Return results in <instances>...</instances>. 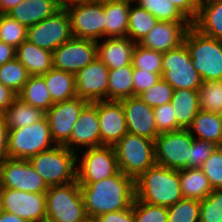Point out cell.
<instances>
[{
	"instance_id": "obj_1",
	"label": "cell",
	"mask_w": 222,
	"mask_h": 222,
	"mask_svg": "<svg viewBox=\"0 0 222 222\" xmlns=\"http://www.w3.org/2000/svg\"><path fill=\"white\" fill-rule=\"evenodd\" d=\"M78 184L89 218L125 210L132 205L135 198V181L121 171L98 182Z\"/></svg>"
},
{
	"instance_id": "obj_2",
	"label": "cell",
	"mask_w": 222,
	"mask_h": 222,
	"mask_svg": "<svg viewBox=\"0 0 222 222\" xmlns=\"http://www.w3.org/2000/svg\"><path fill=\"white\" fill-rule=\"evenodd\" d=\"M135 198L165 207L182 200L178 170L158 164L153 165L135 180Z\"/></svg>"
},
{
	"instance_id": "obj_3",
	"label": "cell",
	"mask_w": 222,
	"mask_h": 222,
	"mask_svg": "<svg viewBox=\"0 0 222 222\" xmlns=\"http://www.w3.org/2000/svg\"><path fill=\"white\" fill-rule=\"evenodd\" d=\"M183 43L202 81L222 80V40L208 37L191 25Z\"/></svg>"
},
{
	"instance_id": "obj_4",
	"label": "cell",
	"mask_w": 222,
	"mask_h": 222,
	"mask_svg": "<svg viewBox=\"0 0 222 222\" xmlns=\"http://www.w3.org/2000/svg\"><path fill=\"white\" fill-rule=\"evenodd\" d=\"M77 158L74 151L56 145L31 157L28 161L49 187L76 181Z\"/></svg>"
},
{
	"instance_id": "obj_5",
	"label": "cell",
	"mask_w": 222,
	"mask_h": 222,
	"mask_svg": "<svg viewBox=\"0 0 222 222\" xmlns=\"http://www.w3.org/2000/svg\"><path fill=\"white\" fill-rule=\"evenodd\" d=\"M113 148L120 171L134 181L156 164L153 140L126 133Z\"/></svg>"
},
{
	"instance_id": "obj_6",
	"label": "cell",
	"mask_w": 222,
	"mask_h": 222,
	"mask_svg": "<svg viewBox=\"0 0 222 222\" xmlns=\"http://www.w3.org/2000/svg\"><path fill=\"white\" fill-rule=\"evenodd\" d=\"M45 194L46 219L53 222H82L87 218L77 180L49 186Z\"/></svg>"
},
{
	"instance_id": "obj_7",
	"label": "cell",
	"mask_w": 222,
	"mask_h": 222,
	"mask_svg": "<svg viewBox=\"0 0 222 222\" xmlns=\"http://www.w3.org/2000/svg\"><path fill=\"white\" fill-rule=\"evenodd\" d=\"M53 142V143H52ZM49 123L41 120L23 128L9 129L8 158L29 160L40 152L53 148Z\"/></svg>"
},
{
	"instance_id": "obj_8",
	"label": "cell",
	"mask_w": 222,
	"mask_h": 222,
	"mask_svg": "<svg viewBox=\"0 0 222 222\" xmlns=\"http://www.w3.org/2000/svg\"><path fill=\"white\" fill-rule=\"evenodd\" d=\"M70 18L72 36L98 41L105 38L104 1H82L64 6Z\"/></svg>"
},
{
	"instance_id": "obj_9",
	"label": "cell",
	"mask_w": 222,
	"mask_h": 222,
	"mask_svg": "<svg viewBox=\"0 0 222 222\" xmlns=\"http://www.w3.org/2000/svg\"><path fill=\"white\" fill-rule=\"evenodd\" d=\"M193 139L188 129L160 133L154 141L156 164L173 170L188 168Z\"/></svg>"
},
{
	"instance_id": "obj_10",
	"label": "cell",
	"mask_w": 222,
	"mask_h": 222,
	"mask_svg": "<svg viewBox=\"0 0 222 222\" xmlns=\"http://www.w3.org/2000/svg\"><path fill=\"white\" fill-rule=\"evenodd\" d=\"M162 79L175 89L198 90L202 79L193 67L190 53L183 43L163 53Z\"/></svg>"
},
{
	"instance_id": "obj_11",
	"label": "cell",
	"mask_w": 222,
	"mask_h": 222,
	"mask_svg": "<svg viewBox=\"0 0 222 222\" xmlns=\"http://www.w3.org/2000/svg\"><path fill=\"white\" fill-rule=\"evenodd\" d=\"M71 37L70 18L64 6L52 16L27 28V40L51 52Z\"/></svg>"
},
{
	"instance_id": "obj_12",
	"label": "cell",
	"mask_w": 222,
	"mask_h": 222,
	"mask_svg": "<svg viewBox=\"0 0 222 222\" xmlns=\"http://www.w3.org/2000/svg\"><path fill=\"white\" fill-rule=\"evenodd\" d=\"M76 171L78 183H93L120 172L113 146L87 148Z\"/></svg>"
},
{
	"instance_id": "obj_13",
	"label": "cell",
	"mask_w": 222,
	"mask_h": 222,
	"mask_svg": "<svg viewBox=\"0 0 222 222\" xmlns=\"http://www.w3.org/2000/svg\"><path fill=\"white\" fill-rule=\"evenodd\" d=\"M1 189L45 194L48 186L28 160L6 158L0 163Z\"/></svg>"
},
{
	"instance_id": "obj_14",
	"label": "cell",
	"mask_w": 222,
	"mask_h": 222,
	"mask_svg": "<svg viewBox=\"0 0 222 222\" xmlns=\"http://www.w3.org/2000/svg\"><path fill=\"white\" fill-rule=\"evenodd\" d=\"M55 69L76 73L97 58L96 41L71 37L53 52Z\"/></svg>"
},
{
	"instance_id": "obj_15",
	"label": "cell",
	"mask_w": 222,
	"mask_h": 222,
	"mask_svg": "<svg viewBox=\"0 0 222 222\" xmlns=\"http://www.w3.org/2000/svg\"><path fill=\"white\" fill-rule=\"evenodd\" d=\"M88 103L80 97H75L55 103L45 113L52 140L57 143L55 145L64 146L69 141L74 124Z\"/></svg>"
},
{
	"instance_id": "obj_16",
	"label": "cell",
	"mask_w": 222,
	"mask_h": 222,
	"mask_svg": "<svg viewBox=\"0 0 222 222\" xmlns=\"http://www.w3.org/2000/svg\"><path fill=\"white\" fill-rule=\"evenodd\" d=\"M2 210L27 222L46 219V194L1 189Z\"/></svg>"
},
{
	"instance_id": "obj_17",
	"label": "cell",
	"mask_w": 222,
	"mask_h": 222,
	"mask_svg": "<svg viewBox=\"0 0 222 222\" xmlns=\"http://www.w3.org/2000/svg\"><path fill=\"white\" fill-rule=\"evenodd\" d=\"M108 79V67L96 58L75 75L77 97L90 103L108 101Z\"/></svg>"
},
{
	"instance_id": "obj_18",
	"label": "cell",
	"mask_w": 222,
	"mask_h": 222,
	"mask_svg": "<svg viewBox=\"0 0 222 222\" xmlns=\"http://www.w3.org/2000/svg\"><path fill=\"white\" fill-rule=\"evenodd\" d=\"M120 102L128 133L155 141L160 133L157 131L153 107L148 106L139 96H131Z\"/></svg>"
},
{
	"instance_id": "obj_19",
	"label": "cell",
	"mask_w": 222,
	"mask_h": 222,
	"mask_svg": "<svg viewBox=\"0 0 222 222\" xmlns=\"http://www.w3.org/2000/svg\"><path fill=\"white\" fill-rule=\"evenodd\" d=\"M100 123V146H114L128 133L122 103L120 101H97Z\"/></svg>"
},
{
	"instance_id": "obj_20",
	"label": "cell",
	"mask_w": 222,
	"mask_h": 222,
	"mask_svg": "<svg viewBox=\"0 0 222 222\" xmlns=\"http://www.w3.org/2000/svg\"><path fill=\"white\" fill-rule=\"evenodd\" d=\"M191 25L190 21H159L139 44L165 53L183 44L186 31Z\"/></svg>"
},
{
	"instance_id": "obj_21",
	"label": "cell",
	"mask_w": 222,
	"mask_h": 222,
	"mask_svg": "<svg viewBox=\"0 0 222 222\" xmlns=\"http://www.w3.org/2000/svg\"><path fill=\"white\" fill-rule=\"evenodd\" d=\"M87 146V148L100 146V123L97 113V102L88 103L82 110L77 122L74 124L69 141L64 145L74 151V146Z\"/></svg>"
},
{
	"instance_id": "obj_22",
	"label": "cell",
	"mask_w": 222,
	"mask_h": 222,
	"mask_svg": "<svg viewBox=\"0 0 222 222\" xmlns=\"http://www.w3.org/2000/svg\"><path fill=\"white\" fill-rule=\"evenodd\" d=\"M97 45V58L100 59L109 70H116L132 63V53L136 43L129 37H107L100 45Z\"/></svg>"
},
{
	"instance_id": "obj_23",
	"label": "cell",
	"mask_w": 222,
	"mask_h": 222,
	"mask_svg": "<svg viewBox=\"0 0 222 222\" xmlns=\"http://www.w3.org/2000/svg\"><path fill=\"white\" fill-rule=\"evenodd\" d=\"M61 7L56 0H24L6 15L28 28L52 16Z\"/></svg>"
},
{
	"instance_id": "obj_24",
	"label": "cell",
	"mask_w": 222,
	"mask_h": 222,
	"mask_svg": "<svg viewBox=\"0 0 222 222\" xmlns=\"http://www.w3.org/2000/svg\"><path fill=\"white\" fill-rule=\"evenodd\" d=\"M192 26L208 37L222 40V0H199Z\"/></svg>"
},
{
	"instance_id": "obj_25",
	"label": "cell",
	"mask_w": 222,
	"mask_h": 222,
	"mask_svg": "<svg viewBox=\"0 0 222 222\" xmlns=\"http://www.w3.org/2000/svg\"><path fill=\"white\" fill-rule=\"evenodd\" d=\"M16 59L30 76H41L54 68L52 52L25 40L16 48Z\"/></svg>"
},
{
	"instance_id": "obj_26",
	"label": "cell",
	"mask_w": 222,
	"mask_h": 222,
	"mask_svg": "<svg viewBox=\"0 0 222 222\" xmlns=\"http://www.w3.org/2000/svg\"><path fill=\"white\" fill-rule=\"evenodd\" d=\"M130 4L128 0L104 1L105 37H128Z\"/></svg>"
},
{
	"instance_id": "obj_27",
	"label": "cell",
	"mask_w": 222,
	"mask_h": 222,
	"mask_svg": "<svg viewBox=\"0 0 222 222\" xmlns=\"http://www.w3.org/2000/svg\"><path fill=\"white\" fill-rule=\"evenodd\" d=\"M170 103L175 110L177 126L188 129L200 111L198 90L175 89Z\"/></svg>"
},
{
	"instance_id": "obj_28",
	"label": "cell",
	"mask_w": 222,
	"mask_h": 222,
	"mask_svg": "<svg viewBox=\"0 0 222 222\" xmlns=\"http://www.w3.org/2000/svg\"><path fill=\"white\" fill-rule=\"evenodd\" d=\"M41 76L45 80L53 104L77 97L75 74L52 68Z\"/></svg>"
},
{
	"instance_id": "obj_29",
	"label": "cell",
	"mask_w": 222,
	"mask_h": 222,
	"mask_svg": "<svg viewBox=\"0 0 222 222\" xmlns=\"http://www.w3.org/2000/svg\"><path fill=\"white\" fill-rule=\"evenodd\" d=\"M188 131L195 139L222 146V115L200 110L188 127ZM192 131H195L198 137H195Z\"/></svg>"
},
{
	"instance_id": "obj_30",
	"label": "cell",
	"mask_w": 222,
	"mask_h": 222,
	"mask_svg": "<svg viewBox=\"0 0 222 222\" xmlns=\"http://www.w3.org/2000/svg\"><path fill=\"white\" fill-rule=\"evenodd\" d=\"M181 191L184 199L203 200L211 192L212 186L201 168L178 170Z\"/></svg>"
},
{
	"instance_id": "obj_31",
	"label": "cell",
	"mask_w": 222,
	"mask_h": 222,
	"mask_svg": "<svg viewBox=\"0 0 222 222\" xmlns=\"http://www.w3.org/2000/svg\"><path fill=\"white\" fill-rule=\"evenodd\" d=\"M1 116L8 129H17L41 120L45 116V112L16 97Z\"/></svg>"
},
{
	"instance_id": "obj_32",
	"label": "cell",
	"mask_w": 222,
	"mask_h": 222,
	"mask_svg": "<svg viewBox=\"0 0 222 222\" xmlns=\"http://www.w3.org/2000/svg\"><path fill=\"white\" fill-rule=\"evenodd\" d=\"M17 97L45 113L54 105L42 76H29Z\"/></svg>"
},
{
	"instance_id": "obj_33",
	"label": "cell",
	"mask_w": 222,
	"mask_h": 222,
	"mask_svg": "<svg viewBox=\"0 0 222 222\" xmlns=\"http://www.w3.org/2000/svg\"><path fill=\"white\" fill-rule=\"evenodd\" d=\"M133 66L109 70L108 101H120L133 96Z\"/></svg>"
},
{
	"instance_id": "obj_34",
	"label": "cell",
	"mask_w": 222,
	"mask_h": 222,
	"mask_svg": "<svg viewBox=\"0 0 222 222\" xmlns=\"http://www.w3.org/2000/svg\"><path fill=\"white\" fill-rule=\"evenodd\" d=\"M159 20L138 4L129 9L128 37L134 43H140L158 24Z\"/></svg>"
},
{
	"instance_id": "obj_35",
	"label": "cell",
	"mask_w": 222,
	"mask_h": 222,
	"mask_svg": "<svg viewBox=\"0 0 222 222\" xmlns=\"http://www.w3.org/2000/svg\"><path fill=\"white\" fill-rule=\"evenodd\" d=\"M199 93V109L222 115V80L202 81Z\"/></svg>"
},
{
	"instance_id": "obj_36",
	"label": "cell",
	"mask_w": 222,
	"mask_h": 222,
	"mask_svg": "<svg viewBox=\"0 0 222 222\" xmlns=\"http://www.w3.org/2000/svg\"><path fill=\"white\" fill-rule=\"evenodd\" d=\"M29 74L18 59H13L0 66V83L18 94L27 83Z\"/></svg>"
},
{
	"instance_id": "obj_37",
	"label": "cell",
	"mask_w": 222,
	"mask_h": 222,
	"mask_svg": "<svg viewBox=\"0 0 222 222\" xmlns=\"http://www.w3.org/2000/svg\"><path fill=\"white\" fill-rule=\"evenodd\" d=\"M136 2L159 21H190L169 0H137Z\"/></svg>"
},
{
	"instance_id": "obj_38",
	"label": "cell",
	"mask_w": 222,
	"mask_h": 222,
	"mask_svg": "<svg viewBox=\"0 0 222 222\" xmlns=\"http://www.w3.org/2000/svg\"><path fill=\"white\" fill-rule=\"evenodd\" d=\"M162 56L163 53L146 48L137 43L132 53L133 69H142L152 73H162Z\"/></svg>"
},
{
	"instance_id": "obj_39",
	"label": "cell",
	"mask_w": 222,
	"mask_h": 222,
	"mask_svg": "<svg viewBox=\"0 0 222 222\" xmlns=\"http://www.w3.org/2000/svg\"><path fill=\"white\" fill-rule=\"evenodd\" d=\"M27 40V27L6 14H0V41L17 48Z\"/></svg>"
},
{
	"instance_id": "obj_40",
	"label": "cell",
	"mask_w": 222,
	"mask_h": 222,
	"mask_svg": "<svg viewBox=\"0 0 222 222\" xmlns=\"http://www.w3.org/2000/svg\"><path fill=\"white\" fill-rule=\"evenodd\" d=\"M167 209V222H199V200L183 198Z\"/></svg>"
},
{
	"instance_id": "obj_41",
	"label": "cell",
	"mask_w": 222,
	"mask_h": 222,
	"mask_svg": "<svg viewBox=\"0 0 222 222\" xmlns=\"http://www.w3.org/2000/svg\"><path fill=\"white\" fill-rule=\"evenodd\" d=\"M199 222H222V189H214L200 201Z\"/></svg>"
},
{
	"instance_id": "obj_42",
	"label": "cell",
	"mask_w": 222,
	"mask_h": 222,
	"mask_svg": "<svg viewBox=\"0 0 222 222\" xmlns=\"http://www.w3.org/2000/svg\"><path fill=\"white\" fill-rule=\"evenodd\" d=\"M168 209L134 198V222H167Z\"/></svg>"
},
{
	"instance_id": "obj_43",
	"label": "cell",
	"mask_w": 222,
	"mask_h": 222,
	"mask_svg": "<svg viewBox=\"0 0 222 222\" xmlns=\"http://www.w3.org/2000/svg\"><path fill=\"white\" fill-rule=\"evenodd\" d=\"M174 88L161 79L159 82L143 91L139 97L150 107H158L170 103Z\"/></svg>"
},
{
	"instance_id": "obj_44",
	"label": "cell",
	"mask_w": 222,
	"mask_h": 222,
	"mask_svg": "<svg viewBox=\"0 0 222 222\" xmlns=\"http://www.w3.org/2000/svg\"><path fill=\"white\" fill-rule=\"evenodd\" d=\"M200 168L213 190L222 189V146H218Z\"/></svg>"
},
{
	"instance_id": "obj_45",
	"label": "cell",
	"mask_w": 222,
	"mask_h": 222,
	"mask_svg": "<svg viewBox=\"0 0 222 222\" xmlns=\"http://www.w3.org/2000/svg\"><path fill=\"white\" fill-rule=\"evenodd\" d=\"M154 119L159 133L177 131L180 128L177 126L176 116L171 103L162 106L154 107Z\"/></svg>"
},
{
	"instance_id": "obj_46",
	"label": "cell",
	"mask_w": 222,
	"mask_h": 222,
	"mask_svg": "<svg viewBox=\"0 0 222 222\" xmlns=\"http://www.w3.org/2000/svg\"><path fill=\"white\" fill-rule=\"evenodd\" d=\"M218 146L210 141L193 139L188 168H200Z\"/></svg>"
},
{
	"instance_id": "obj_47",
	"label": "cell",
	"mask_w": 222,
	"mask_h": 222,
	"mask_svg": "<svg viewBox=\"0 0 222 222\" xmlns=\"http://www.w3.org/2000/svg\"><path fill=\"white\" fill-rule=\"evenodd\" d=\"M162 73H152L142 69L133 71V96H139L162 79Z\"/></svg>"
},
{
	"instance_id": "obj_48",
	"label": "cell",
	"mask_w": 222,
	"mask_h": 222,
	"mask_svg": "<svg viewBox=\"0 0 222 222\" xmlns=\"http://www.w3.org/2000/svg\"><path fill=\"white\" fill-rule=\"evenodd\" d=\"M95 219L97 222H134V201L132 205L125 210L108 212L97 216Z\"/></svg>"
},
{
	"instance_id": "obj_49",
	"label": "cell",
	"mask_w": 222,
	"mask_h": 222,
	"mask_svg": "<svg viewBox=\"0 0 222 222\" xmlns=\"http://www.w3.org/2000/svg\"><path fill=\"white\" fill-rule=\"evenodd\" d=\"M192 23L198 14L199 0H169ZM190 18H189V17Z\"/></svg>"
},
{
	"instance_id": "obj_50",
	"label": "cell",
	"mask_w": 222,
	"mask_h": 222,
	"mask_svg": "<svg viewBox=\"0 0 222 222\" xmlns=\"http://www.w3.org/2000/svg\"><path fill=\"white\" fill-rule=\"evenodd\" d=\"M16 97L17 94L14 91L0 83V116L7 110Z\"/></svg>"
},
{
	"instance_id": "obj_51",
	"label": "cell",
	"mask_w": 222,
	"mask_h": 222,
	"mask_svg": "<svg viewBox=\"0 0 222 222\" xmlns=\"http://www.w3.org/2000/svg\"><path fill=\"white\" fill-rule=\"evenodd\" d=\"M8 132L9 129L2 116H0V163L8 158Z\"/></svg>"
},
{
	"instance_id": "obj_52",
	"label": "cell",
	"mask_w": 222,
	"mask_h": 222,
	"mask_svg": "<svg viewBox=\"0 0 222 222\" xmlns=\"http://www.w3.org/2000/svg\"><path fill=\"white\" fill-rule=\"evenodd\" d=\"M16 58V48L0 41V66Z\"/></svg>"
},
{
	"instance_id": "obj_53",
	"label": "cell",
	"mask_w": 222,
	"mask_h": 222,
	"mask_svg": "<svg viewBox=\"0 0 222 222\" xmlns=\"http://www.w3.org/2000/svg\"><path fill=\"white\" fill-rule=\"evenodd\" d=\"M24 0H0V14H6Z\"/></svg>"
},
{
	"instance_id": "obj_54",
	"label": "cell",
	"mask_w": 222,
	"mask_h": 222,
	"mask_svg": "<svg viewBox=\"0 0 222 222\" xmlns=\"http://www.w3.org/2000/svg\"><path fill=\"white\" fill-rule=\"evenodd\" d=\"M0 222H27V221L14 214L2 210L0 211Z\"/></svg>"
},
{
	"instance_id": "obj_55",
	"label": "cell",
	"mask_w": 222,
	"mask_h": 222,
	"mask_svg": "<svg viewBox=\"0 0 222 222\" xmlns=\"http://www.w3.org/2000/svg\"><path fill=\"white\" fill-rule=\"evenodd\" d=\"M82 1H90V0H67V5L76 3V2H82Z\"/></svg>"
},
{
	"instance_id": "obj_56",
	"label": "cell",
	"mask_w": 222,
	"mask_h": 222,
	"mask_svg": "<svg viewBox=\"0 0 222 222\" xmlns=\"http://www.w3.org/2000/svg\"><path fill=\"white\" fill-rule=\"evenodd\" d=\"M61 6L67 5V0H56Z\"/></svg>"
},
{
	"instance_id": "obj_57",
	"label": "cell",
	"mask_w": 222,
	"mask_h": 222,
	"mask_svg": "<svg viewBox=\"0 0 222 222\" xmlns=\"http://www.w3.org/2000/svg\"><path fill=\"white\" fill-rule=\"evenodd\" d=\"M82 222H97L95 218H89L87 217L84 221Z\"/></svg>"
},
{
	"instance_id": "obj_58",
	"label": "cell",
	"mask_w": 222,
	"mask_h": 222,
	"mask_svg": "<svg viewBox=\"0 0 222 222\" xmlns=\"http://www.w3.org/2000/svg\"><path fill=\"white\" fill-rule=\"evenodd\" d=\"M0 211H2V202H1V189H0Z\"/></svg>"
},
{
	"instance_id": "obj_59",
	"label": "cell",
	"mask_w": 222,
	"mask_h": 222,
	"mask_svg": "<svg viewBox=\"0 0 222 222\" xmlns=\"http://www.w3.org/2000/svg\"><path fill=\"white\" fill-rule=\"evenodd\" d=\"M38 222H53V221H50L48 219H44V220H41V221H38Z\"/></svg>"
},
{
	"instance_id": "obj_60",
	"label": "cell",
	"mask_w": 222,
	"mask_h": 222,
	"mask_svg": "<svg viewBox=\"0 0 222 222\" xmlns=\"http://www.w3.org/2000/svg\"><path fill=\"white\" fill-rule=\"evenodd\" d=\"M92 1H101V2H103V1H110V0H92Z\"/></svg>"
}]
</instances>
